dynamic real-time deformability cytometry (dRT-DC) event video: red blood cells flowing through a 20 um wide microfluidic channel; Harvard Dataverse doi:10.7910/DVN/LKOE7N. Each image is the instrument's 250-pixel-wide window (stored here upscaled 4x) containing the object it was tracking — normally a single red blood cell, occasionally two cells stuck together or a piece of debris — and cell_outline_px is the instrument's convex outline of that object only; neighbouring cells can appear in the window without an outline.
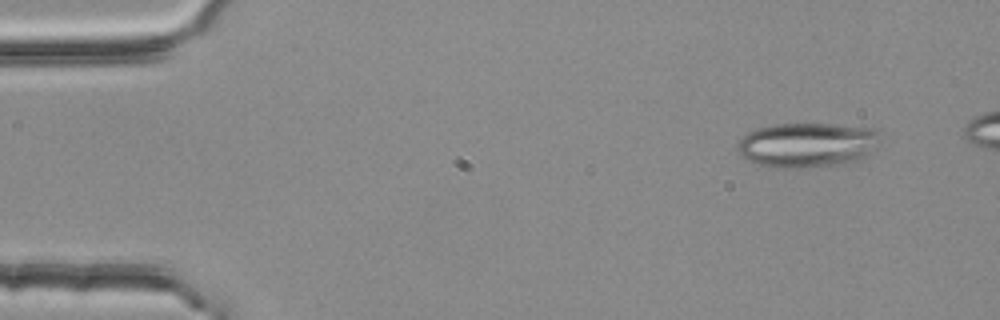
{"species": "common noctule bat (a hibernating species)", "species_latin": "Nyctalus noctula", "temperature_condition": "room temperature", "stored_images_in_passage": 4, "camera_frame_rate_fps": 3000, "um_per_image_px": 0.085, "animal": {"sex": "female", "body_mass_g": 25.1}, "frame": {"image": 1, "passage_image": 1, "time_ms": 0.0, "image_size_px": [1000, 320], "cell_outline_px": [[876, 148], [860, 160], [844, 164], [800, 168], [768, 168], [756, 164], [744, 156], [736, 148], [740, 140], [748, 132], [756, 128], [776, 124], [832, 124], [876, 128]], "centroid_in_image_um": [68.6, 12.33], "position_along_channel_um": 16.4, "area_um2": 37.22}}